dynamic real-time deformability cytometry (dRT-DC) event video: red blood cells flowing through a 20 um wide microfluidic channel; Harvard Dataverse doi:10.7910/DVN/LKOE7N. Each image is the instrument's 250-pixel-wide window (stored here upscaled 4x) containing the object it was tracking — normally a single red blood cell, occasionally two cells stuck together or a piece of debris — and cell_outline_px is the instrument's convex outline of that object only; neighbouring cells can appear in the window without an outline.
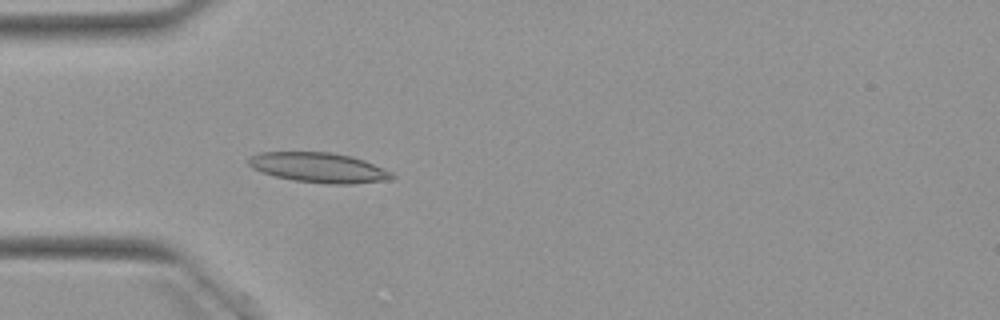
{"species": "Egyptian fruit bat (a non-hibernating species)", "species_latin": "Rousettus aegyptiacus", "temperature_condition": "warm", "stored_images_in_passage": 5, "camera_frame_rate_fps": 3000, "um_per_image_px": 0.085, "animal": {"sex": "female"}, "frame": {"image": 1, "passage_image": 5, "time_ms": 4.667, "image_size_px": [1000, 320], "cell_outline_px": [[396, 176], [392, 180], [352, 184], [328, 184], [292, 180], [276, 176], [252, 168], [248, 164], [248, 156], [260, 152], [328, 152], [352, 156], [364, 160], [392, 172]], "centroid_in_image_um": [27.12, 14.25], "position_along_channel_um": 57.9, "area_um2": 25.14}}